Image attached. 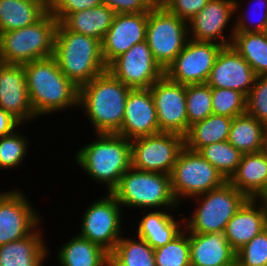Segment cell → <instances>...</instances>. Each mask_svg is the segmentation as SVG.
Returning a JSON list of instances; mask_svg holds the SVG:
<instances>
[{"label":"cell","mask_w":267,"mask_h":266,"mask_svg":"<svg viewBox=\"0 0 267 266\" xmlns=\"http://www.w3.org/2000/svg\"><path fill=\"white\" fill-rule=\"evenodd\" d=\"M107 70L132 89L150 88L164 76V70L154 59L146 41L133 45L115 58Z\"/></svg>","instance_id":"cell-14"},{"label":"cell","mask_w":267,"mask_h":266,"mask_svg":"<svg viewBox=\"0 0 267 266\" xmlns=\"http://www.w3.org/2000/svg\"><path fill=\"white\" fill-rule=\"evenodd\" d=\"M232 120L231 117L211 114L204 120L190 125L184 136L185 147L198 152L207 145L228 141Z\"/></svg>","instance_id":"cell-29"},{"label":"cell","mask_w":267,"mask_h":266,"mask_svg":"<svg viewBox=\"0 0 267 266\" xmlns=\"http://www.w3.org/2000/svg\"><path fill=\"white\" fill-rule=\"evenodd\" d=\"M57 252L60 266H110V254L78 234L71 236Z\"/></svg>","instance_id":"cell-26"},{"label":"cell","mask_w":267,"mask_h":266,"mask_svg":"<svg viewBox=\"0 0 267 266\" xmlns=\"http://www.w3.org/2000/svg\"><path fill=\"white\" fill-rule=\"evenodd\" d=\"M173 209L144 210L136 227V236L145 240L152 248L166 245L184 229V218L172 215ZM147 211V213H146ZM169 211V212H168ZM171 211V212H170Z\"/></svg>","instance_id":"cell-24"},{"label":"cell","mask_w":267,"mask_h":266,"mask_svg":"<svg viewBox=\"0 0 267 266\" xmlns=\"http://www.w3.org/2000/svg\"><path fill=\"white\" fill-rule=\"evenodd\" d=\"M184 147V137L175 133L159 132L133 139L132 168L170 175Z\"/></svg>","instance_id":"cell-11"},{"label":"cell","mask_w":267,"mask_h":266,"mask_svg":"<svg viewBox=\"0 0 267 266\" xmlns=\"http://www.w3.org/2000/svg\"><path fill=\"white\" fill-rule=\"evenodd\" d=\"M4 64V62H3V60H2V58L0 57V68H1V66Z\"/></svg>","instance_id":"cell-49"},{"label":"cell","mask_w":267,"mask_h":266,"mask_svg":"<svg viewBox=\"0 0 267 266\" xmlns=\"http://www.w3.org/2000/svg\"><path fill=\"white\" fill-rule=\"evenodd\" d=\"M149 89L157 111L160 132L184 137L188 132L186 85L173 82L164 75Z\"/></svg>","instance_id":"cell-16"},{"label":"cell","mask_w":267,"mask_h":266,"mask_svg":"<svg viewBox=\"0 0 267 266\" xmlns=\"http://www.w3.org/2000/svg\"><path fill=\"white\" fill-rule=\"evenodd\" d=\"M240 1L244 2L242 0H234L235 4L234 17H236L234 18L235 33L267 32V0H253L254 1L253 3L251 2L252 0H249L250 5L253 7V8L248 7L249 12L245 10L246 9L245 7H243L245 6L243 5L245 3H241ZM242 7L244 9H242ZM251 9H253V12L250 13Z\"/></svg>","instance_id":"cell-34"},{"label":"cell","mask_w":267,"mask_h":266,"mask_svg":"<svg viewBox=\"0 0 267 266\" xmlns=\"http://www.w3.org/2000/svg\"><path fill=\"white\" fill-rule=\"evenodd\" d=\"M223 47L214 42L189 38L182 51L164 71V75L182 85L206 83Z\"/></svg>","instance_id":"cell-12"},{"label":"cell","mask_w":267,"mask_h":266,"mask_svg":"<svg viewBox=\"0 0 267 266\" xmlns=\"http://www.w3.org/2000/svg\"><path fill=\"white\" fill-rule=\"evenodd\" d=\"M23 67L37 119L79 108V88L61 72L53 56L25 63Z\"/></svg>","instance_id":"cell-1"},{"label":"cell","mask_w":267,"mask_h":266,"mask_svg":"<svg viewBox=\"0 0 267 266\" xmlns=\"http://www.w3.org/2000/svg\"><path fill=\"white\" fill-rule=\"evenodd\" d=\"M188 39V23L170 13L163 5H155L148 12L146 42L164 71L182 51Z\"/></svg>","instance_id":"cell-9"},{"label":"cell","mask_w":267,"mask_h":266,"mask_svg":"<svg viewBox=\"0 0 267 266\" xmlns=\"http://www.w3.org/2000/svg\"><path fill=\"white\" fill-rule=\"evenodd\" d=\"M111 194L125 210L174 209L177 212L182 207L174 198L170 175L132 167L121 176Z\"/></svg>","instance_id":"cell-5"},{"label":"cell","mask_w":267,"mask_h":266,"mask_svg":"<svg viewBox=\"0 0 267 266\" xmlns=\"http://www.w3.org/2000/svg\"><path fill=\"white\" fill-rule=\"evenodd\" d=\"M260 152L267 158V129L265 130L262 138V146Z\"/></svg>","instance_id":"cell-45"},{"label":"cell","mask_w":267,"mask_h":266,"mask_svg":"<svg viewBox=\"0 0 267 266\" xmlns=\"http://www.w3.org/2000/svg\"><path fill=\"white\" fill-rule=\"evenodd\" d=\"M208 2L209 0H165L162 5L188 23Z\"/></svg>","instance_id":"cell-42"},{"label":"cell","mask_w":267,"mask_h":266,"mask_svg":"<svg viewBox=\"0 0 267 266\" xmlns=\"http://www.w3.org/2000/svg\"><path fill=\"white\" fill-rule=\"evenodd\" d=\"M122 214L123 207L117 199L111 193H106L87 205L77 234L110 254L125 232L122 228Z\"/></svg>","instance_id":"cell-10"},{"label":"cell","mask_w":267,"mask_h":266,"mask_svg":"<svg viewBox=\"0 0 267 266\" xmlns=\"http://www.w3.org/2000/svg\"><path fill=\"white\" fill-rule=\"evenodd\" d=\"M115 12L101 4L91 9L69 14L61 23L70 31L91 36L103 41L112 22Z\"/></svg>","instance_id":"cell-28"},{"label":"cell","mask_w":267,"mask_h":266,"mask_svg":"<svg viewBox=\"0 0 267 266\" xmlns=\"http://www.w3.org/2000/svg\"><path fill=\"white\" fill-rule=\"evenodd\" d=\"M41 230L38 226L27 237L0 245V266H45L51 252Z\"/></svg>","instance_id":"cell-23"},{"label":"cell","mask_w":267,"mask_h":266,"mask_svg":"<svg viewBox=\"0 0 267 266\" xmlns=\"http://www.w3.org/2000/svg\"><path fill=\"white\" fill-rule=\"evenodd\" d=\"M20 126L23 125L0 107V138L12 134L16 129L21 128Z\"/></svg>","instance_id":"cell-44"},{"label":"cell","mask_w":267,"mask_h":266,"mask_svg":"<svg viewBox=\"0 0 267 266\" xmlns=\"http://www.w3.org/2000/svg\"><path fill=\"white\" fill-rule=\"evenodd\" d=\"M115 14L149 12L155 4L151 0H101Z\"/></svg>","instance_id":"cell-43"},{"label":"cell","mask_w":267,"mask_h":266,"mask_svg":"<svg viewBox=\"0 0 267 266\" xmlns=\"http://www.w3.org/2000/svg\"><path fill=\"white\" fill-rule=\"evenodd\" d=\"M47 11L42 0H0V33L32 25Z\"/></svg>","instance_id":"cell-27"},{"label":"cell","mask_w":267,"mask_h":266,"mask_svg":"<svg viewBox=\"0 0 267 266\" xmlns=\"http://www.w3.org/2000/svg\"><path fill=\"white\" fill-rule=\"evenodd\" d=\"M110 266H156L154 248L145 240L134 235H122L110 253Z\"/></svg>","instance_id":"cell-31"},{"label":"cell","mask_w":267,"mask_h":266,"mask_svg":"<svg viewBox=\"0 0 267 266\" xmlns=\"http://www.w3.org/2000/svg\"><path fill=\"white\" fill-rule=\"evenodd\" d=\"M0 107L22 125L27 126L37 120L30 103L23 64L4 63L1 66Z\"/></svg>","instance_id":"cell-17"},{"label":"cell","mask_w":267,"mask_h":266,"mask_svg":"<svg viewBox=\"0 0 267 266\" xmlns=\"http://www.w3.org/2000/svg\"><path fill=\"white\" fill-rule=\"evenodd\" d=\"M94 136V141L76 150L74 162L89 179L111 193L121 176L132 167L131 140L119 134L95 133Z\"/></svg>","instance_id":"cell-2"},{"label":"cell","mask_w":267,"mask_h":266,"mask_svg":"<svg viewBox=\"0 0 267 266\" xmlns=\"http://www.w3.org/2000/svg\"><path fill=\"white\" fill-rule=\"evenodd\" d=\"M267 228V212L257 199H248L226 224L224 236L237 252Z\"/></svg>","instance_id":"cell-21"},{"label":"cell","mask_w":267,"mask_h":266,"mask_svg":"<svg viewBox=\"0 0 267 266\" xmlns=\"http://www.w3.org/2000/svg\"><path fill=\"white\" fill-rule=\"evenodd\" d=\"M159 132L157 111L150 89H131L126 99L123 123L117 134L133 140Z\"/></svg>","instance_id":"cell-20"},{"label":"cell","mask_w":267,"mask_h":266,"mask_svg":"<svg viewBox=\"0 0 267 266\" xmlns=\"http://www.w3.org/2000/svg\"><path fill=\"white\" fill-rule=\"evenodd\" d=\"M16 129L12 134L0 138V170L21 168L26 159L29 141L22 132ZM25 158V159H24Z\"/></svg>","instance_id":"cell-36"},{"label":"cell","mask_w":267,"mask_h":266,"mask_svg":"<svg viewBox=\"0 0 267 266\" xmlns=\"http://www.w3.org/2000/svg\"><path fill=\"white\" fill-rule=\"evenodd\" d=\"M58 20L48 11L34 24L0 33V57L7 64H25L54 54Z\"/></svg>","instance_id":"cell-6"},{"label":"cell","mask_w":267,"mask_h":266,"mask_svg":"<svg viewBox=\"0 0 267 266\" xmlns=\"http://www.w3.org/2000/svg\"><path fill=\"white\" fill-rule=\"evenodd\" d=\"M198 152L215 167L227 181L236 171L243 155L228 141L207 145L202 147Z\"/></svg>","instance_id":"cell-33"},{"label":"cell","mask_w":267,"mask_h":266,"mask_svg":"<svg viewBox=\"0 0 267 266\" xmlns=\"http://www.w3.org/2000/svg\"><path fill=\"white\" fill-rule=\"evenodd\" d=\"M186 110L188 130L190 125L213 114L211 87L207 83L186 85Z\"/></svg>","instance_id":"cell-37"},{"label":"cell","mask_w":267,"mask_h":266,"mask_svg":"<svg viewBox=\"0 0 267 266\" xmlns=\"http://www.w3.org/2000/svg\"><path fill=\"white\" fill-rule=\"evenodd\" d=\"M42 219L20 188L0 190V245L29 236Z\"/></svg>","instance_id":"cell-13"},{"label":"cell","mask_w":267,"mask_h":266,"mask_svg":"<svg viewBox=\"0 0 267 266\" xmlns=\"http://www.w3.org/2000/svg\"><path fill=\"white\" fill-rule=\"evenodd\" d=\"M156 266H191L189 232L183 229L166 245L154 249Z\"/></svg>","instance_id":"cell-35"},{"label":"cell","mask_w":267,"mask_h":266,"mask_svg":"<svg viewBox=\"0 0 267 266\" xmlns=\"http://www.w3.org/2000/svg\"><path fill=\"white\" fill-rule=\"evenodd\" d=\"M131 89L108 70L79 88L78 110L84 111L94 134H117L120 131Z\"/></svg>","instance_id":"cell-3"},{"label":"cell","mask_w":267,"mask_h":266,"mask_svg":"<svg viewBox=\"0 0 267 266\" xmlns=\"http://www.w3.org/2000/svg\"><path fill=\"white\" fill-rule=\"evenodd\" d=\"M267 127L247 113L233 118L228 142L242 154L261 151L262 138Z\"/></svg>","instance_id":"cell-30"},{"label":"cell","mask_w":267,"mask_h":266,"mask_svg":"<svg viewBox=\"0 0 267 266\" xmlns=\"http://www.w3.org/2000/svg\"><path fill=\"white\" fill-rule=\"evenodd\" d=\"M212 112L216 115L234 118L246 113L247 97L236 90L211 88Z\"/></svg>","instance_id":"cell-38"},{"label":"cell","mask_w":267,"mask_h":266,"mask_svg":"<svg viewBox=\"0 0 267 266\" xmlns=\"http://www.w3.org/2000/svg\"><path fill=\"white\" fill-rule=\"evenodd\" d=\"M263 206H267V186L256 198Z\"/></svg>","instance_id":"cell-46"},{"label":"cell","mask_w":267,"mask_h":266,"mask_svg":"<svg viewBox=\"0 0 267 266\" xmlns=\"http://www.w3.org/2000/svg\"><path fill=\"white\" fill-rule=\"evenodd\" d=\"M228 182L250 199H256L267 186V158L261 153L243 154Z\"/></svg>","instance_id":"cell-25"},{"label":"cell","mask_w":267,"mask_h":266,"mask_svg":"<svg viewBox=\"0 0 267 266\" xmlns=\"http://www.w3.org/2000/svg\"><path fill=\"white\" fill-rule=\"evenodd\" d=\"M256 76L250 64L231 45L220 50L206 83L211 88L232 89L247 97Z\"/></svg>","instance_id":"cell-18"},{"label":"cell","mask_w":267,"mask_h":266,"mask_svg":"<svg viewBox=\"0 0 267 266\" xmlns=\"http://www.w3.org/2000/svg\"><path fill=\"white\" fill-rule=\"evenodd\" d=\"M47 6L53 1V0H42Z\"/></svg>","instance_id":"cell-48"},{"label":"cell","mask_w":267,"mask_h":266,"mask_svg":"<svg viewBox=\"0 0 267 266\" xmlns=\"http://www.w3.org/2000/svg\"><path fill=\"white\" fill-rule=\"evenodd\" d=\"M155 5H162L165 0H151Z\"/></svg>","instance_id":"cell-47"},{"label":"cell","mask_w":267,"mask_h":266,"mask_svg":"<svg viewBox=\"0 0 267 266\" xmlns=\"http://www.w3.org/2000/svg\"><path fill=\"white\" fill-rule=\"evenodd\" d=\"M246 113L267 127V75L256 76L254 86L247 95Z\"/></svg>","instance_id":"cell-40"},{"label":"cell","mask_w":267,"mask_h":266,"mask_svg":"<svg viewBox=\"0 0 267 266\" xmlns=\"http://www.w3.org/2000/svg\"><path fill=\"white\" fill-rule=\"evenodd\" d=\"M147 21L148 12L115 14L112 26L101 42L106 66L133 45L146 41Z\"/></svg>","instance_id":"cell-19"},{"label":"cell","mask_w":267,"mask_h":266,"mask_svg":"<svg viewBox=\"0 0 267 266\" xmlns=\"http://www.w3.org/2000/svg\"><path fill=\"white\" fill-rule=\"evenodd\" d=\"M53 57L61 72L78 88L107 70L101 41L72 32L61 22L56 29Z\"/></svg>","instance_id":"cell-4"},{"label":"cell","mask_w":267,"mask_h":266,"mask_svg":"<svg viewBox=\"0 0 267 266\" xmlns=\"http://www.w3.org/2000/svg\"><path fill=\"white\" fill-rule=\"evenodd\" d=\"M232 46L257 76L267 75V32L234 33Z\"/></svg>","instance_id":"cell-32"},{"label":"cell","mask_w":267,"mask_h":266,"mask_svg":"<svg viewBox=\"0 0 267 266\" xmlns=\"http://www.w3.org/2000/svg\"><path fill=\"white\" fill-rule=\"evenodd\" d=\"M249 198L228 181L217 189L195 196L192 212L184 218L189 233H224L226 224Z\"/></svg>","instance_id":"cell-7"},{"label":"cell","mask_w":267,"mask_h":266,"mask_svg":"<svg viewBox=\"0 0 267 266\" xmlns=\"http://www.w3.org/2000/svg\"><path fill=\"white\" fill-rule=\"evenodd\" d=\"M191 266H231L236 252L224 233H189Z\"/></svg>","instance_id":"cell-22"},{"label":"cell","mask_w":267,"mask_h":266,"mask_svg":"<svg viewBox=\"0 0 267 266\" xmlns=\"http://www.w3.org/2000/svg\"><path fill=\"white\" fill-rule=\"evenodd\" d=\"M170 179L174 198L180 206L186 200L189 201L195 196L217 189L227 182L223 175L199 152L186 147L179 153Z\"/></svg>","instance_id":"cell-8"},{"label":"cell","mask_w":267,"mask_h":266,"mask_svg":"<svg viewBox=\"0 0 267 266\" xmlns=\"http://www.w3.org/2000/svg\"><path fill=\"white\" fill-rule=\"evenodd\" d=\"M101 4V0H53L48 5V12L51 13L58 22H62L71 13L91 9Z\"/></svg>","instance_id":"cell-41"},{"label":"cell","mask_w":267,"mask_h":266,"mask_svg":"<svg viewBox=\"0 0 267 266\" xmlns=\"http://www.w3.org/2000/svg\"><path fill=\"white\" fill-rule=\"evenodd\" d=\"M237 266H267V228L236 252Z\"/></svg>","instance_id":"cell-39"},{"label":"cell","mask_w":267,"mask_h":266,"mask_svg":"<svg viewBox=\"0 0 267 266\" xmlns=\"http://www.w3.org/2000/svg\"><path fill=\"white\" fill-rule=\"evenodd\" d=\"M234 13V0H209L188 22L189 38L214 42L224 47L231 46L235 33V22L232 21L235 18ZM228 27H231V30L227 37L224 32L227 33Z\"/></svg>","instance_id":"cell-15"}]
</instances>
